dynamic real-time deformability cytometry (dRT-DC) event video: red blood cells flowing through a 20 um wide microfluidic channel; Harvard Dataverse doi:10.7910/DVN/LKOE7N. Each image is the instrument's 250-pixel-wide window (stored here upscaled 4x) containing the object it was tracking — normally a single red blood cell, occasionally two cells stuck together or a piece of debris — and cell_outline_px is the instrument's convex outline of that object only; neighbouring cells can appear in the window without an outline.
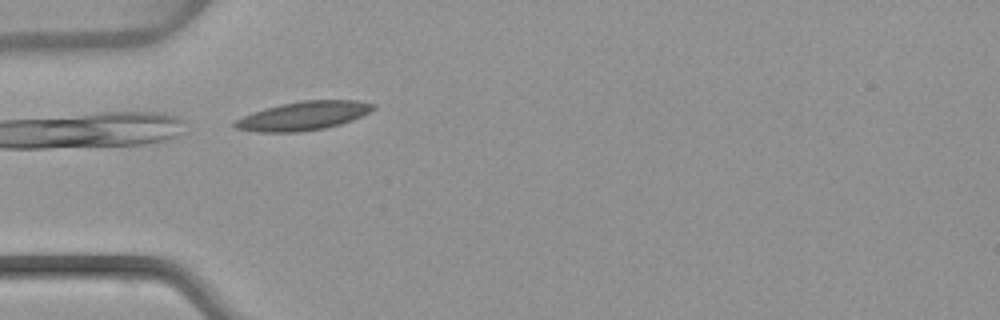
{"species": "common noctule bat (a hibernating species)", "species_latin": "Nyctalus noctula", "temperature_condition": "warm", "stored_images_in_passage": 2, "camera_frame_rate_fps": 3000, "um_per_image_px": 0.085, "animal": {"sex": "female", "body_mass_g": 22.7, "forearm_length_mm": 54.2}, "frame": {"image": 1, "passage_image": 2, "time_ms": 1.333, "image_size_px": [1000, 320], "cell_outline_px": [[376, 108], [352, 120], [340, 124], [324, 128], [296, 132], [260, 132], [236, 128], [232, 124], [236, 120], [252, 112], [264, 108], [280, 104], [304, 100], [356, 100], [376, 104]], "centroid_in_image_um": [25.79, 9.83], "position_along_channel_um": 59.2, "area_um2": 23.0}}